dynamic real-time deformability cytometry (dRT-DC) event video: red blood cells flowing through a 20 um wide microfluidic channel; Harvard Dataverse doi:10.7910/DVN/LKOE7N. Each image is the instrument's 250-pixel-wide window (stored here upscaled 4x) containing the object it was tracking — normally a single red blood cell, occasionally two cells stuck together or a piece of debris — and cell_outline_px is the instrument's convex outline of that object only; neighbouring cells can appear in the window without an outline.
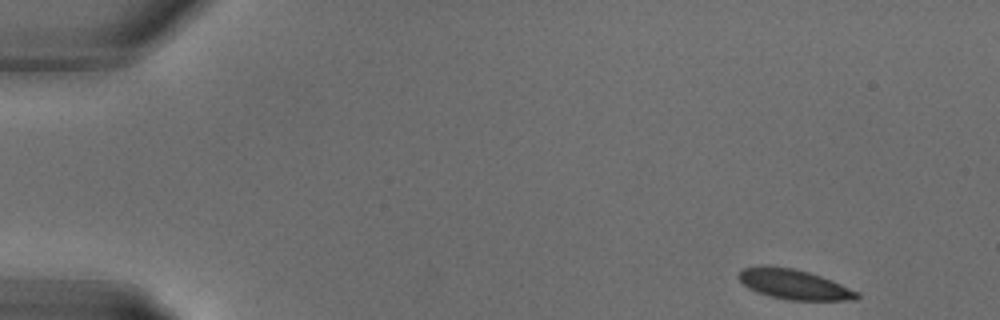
{"species": "common noctule bat (a hibernating species)", "species_latin": "Nyctalus noctula", "temperature_condition": "warm", "stored_images_in_passage": 29, "camera_frame_rate_fps": 3000, "um_per_image_px": 0.085, "animal": {"sex": "male", "body_mass_g": 18.8}, "frame": {"image": 1, "passage_image": 1, "time_ms": 0.0, "image_size_px": [1000, 320], "cell_outline_px": [[860, 296], [856, 300], [788, 300], [768, 296], [748, 288], [736, 276], [744, 268], [760, 264], [764, 264], [792, 268], [808, 272], [832, 280], [860, 292]], "centroid_in_image_um": [67.48, 24.16], "position_along_channel_um": 17.5, "area_um2": 20.87}}
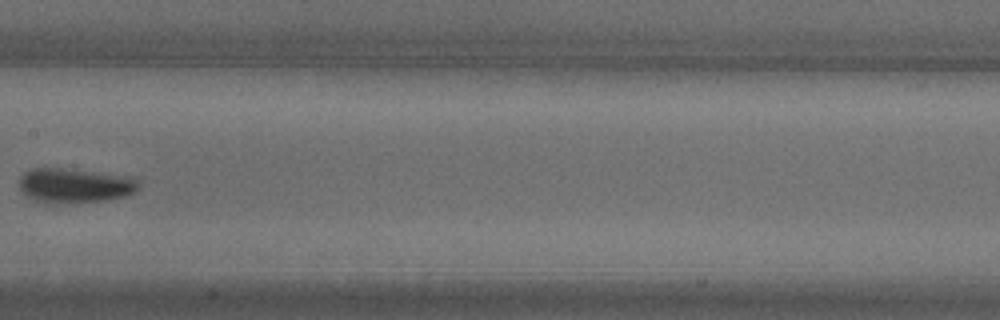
{"frame": {"image": 2, "passage_image": 14, "time_ms": 4.333, "image_size_px": [1000, 320], "cell_outline_px": [[140, 188], [136, 192], [124, 196], [104, 200], [48, 204], [40, 204], [28, 196], [20, 188], [20, 176], [24, 172], [32, 168], [60, 168], [132, 176], [140, 180]], "centroid_in_image_um": [6.38, 15.77], "position_along_channel_um": 201.0, "area_um2": 24.28}}
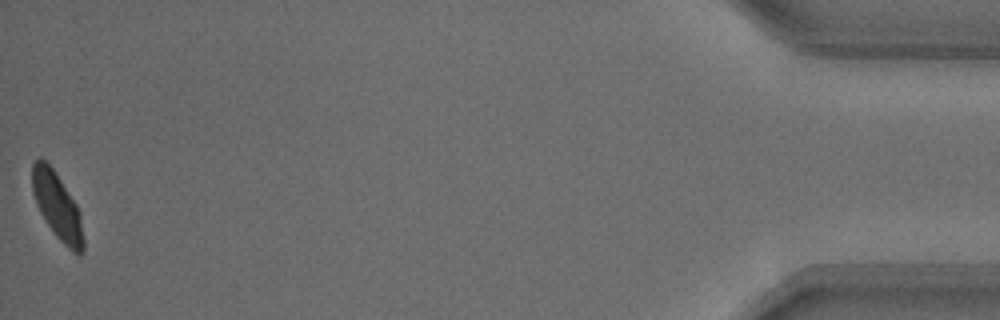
{"frame": {"image": 3, "passage_image": 28, "time_ms": 9.0, "image_size_px": [1000, 320], "cell_outline_px": [[84, 252], [80, 256], [72, 252], [56, 236], [40, 212], [36, 204], [32, 192], [32, 164], [40, 156], [52, 168], [76, 204], [80, 212], [84, 240]], "centroid_in_image_um": [4.88, 17.56], "position_along_channel_um": 430.3, "area_um2": 19.77}}